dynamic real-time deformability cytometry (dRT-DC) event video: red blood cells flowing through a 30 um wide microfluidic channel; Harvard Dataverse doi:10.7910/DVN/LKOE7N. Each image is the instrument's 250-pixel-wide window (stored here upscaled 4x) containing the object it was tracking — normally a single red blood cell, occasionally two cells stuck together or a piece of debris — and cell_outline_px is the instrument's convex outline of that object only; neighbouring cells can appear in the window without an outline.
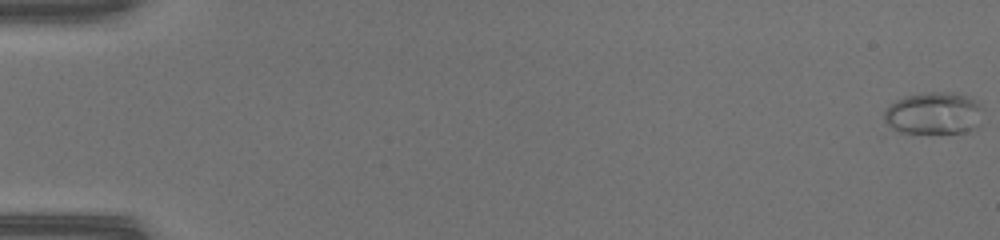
{"species": "common noctule bat (a hibernating species)", "species_latin": "Nyctalus noctula", "temperature_condition": "warm", "stored_images_in_passage": 51, "camera_frame_rate_fps": 3000, "um_per_image_px": 0.085, "animal": {"sex": "female", "body_mass_g": 17.0, "forearm_length_mm": 48.0}, "frame": {"image": 1, "passage_image": 1, "time_ms": 0.0, "image_size_px": [1000, 240], "cell_outline_px": [[984, 108], [980, 124], [976, 128], [964, 132], [888, 132], [884, 120], [884, 112], [896, 100], [904, 96], [924, 92], [956, 92], [972, 96], [980, 100]], "centroid_in_image_um": [79.41, 9.61], "position_along_channel_um": 5.6, "area_um2": 25.14}}
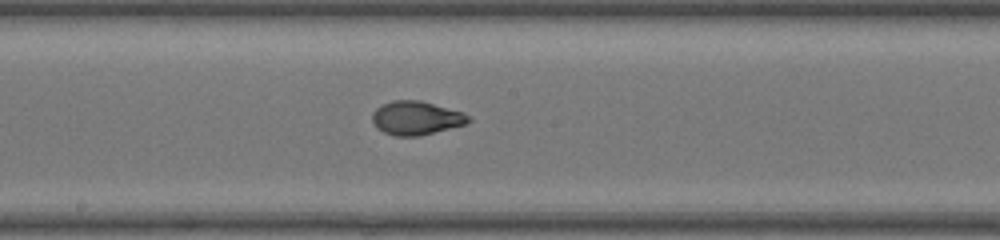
{"frame": {"image": 2, "passage_image": 29, "time_ms": 9.333, "image_size_px": [1000, 240], "cell_outline_px": [[472, 120], [468, 124], [420, 136], [396, 136], [384, 132], [376, 128], [372, 120], [372, 112], [376, 108], [392, 100], [420, 100], [464, 112], [472, 116]], "centroid_in_image_um": [35.42, 10.03], "position_along_channel_um": 212.8, "area_um2": 19.19}}
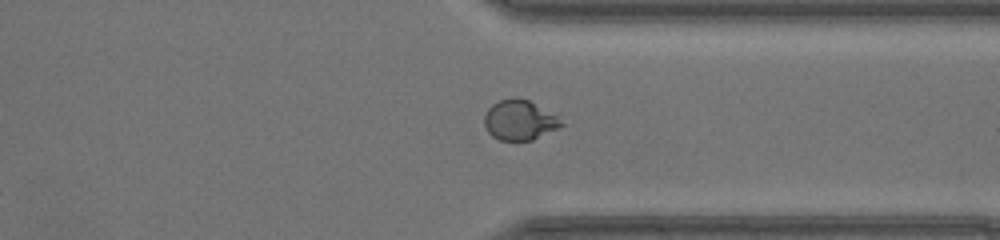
{"frame": {"image": 3, "passage_image": 40, "time_ms": 13.0, "image_size_px": [1000, 240], "cell_outline_px": [[564, 124], [532, 140], [500, 140], [492, 136], [488, 132], [484, 124], [484, 116], [488, 108], [492, 104], [500, 100], [512, 96], [516, 96], [528, 100], [556, 116]], "centroid_in_image_um": [44.1, 10.19], "position_along_channel_um": 367.3, "area_um2": 17.69}, "authors_computed_cell_mechanics": {"area_um2": 19.074, "velocity_mm_per_s": 4.2241, "shape_relaxation_time_tau1_ms": null, "shape_relaxation_time_tau2_ms": 0.801, "deformation_change_tau1": null, "deformation_change_tau2": 0.0504}}